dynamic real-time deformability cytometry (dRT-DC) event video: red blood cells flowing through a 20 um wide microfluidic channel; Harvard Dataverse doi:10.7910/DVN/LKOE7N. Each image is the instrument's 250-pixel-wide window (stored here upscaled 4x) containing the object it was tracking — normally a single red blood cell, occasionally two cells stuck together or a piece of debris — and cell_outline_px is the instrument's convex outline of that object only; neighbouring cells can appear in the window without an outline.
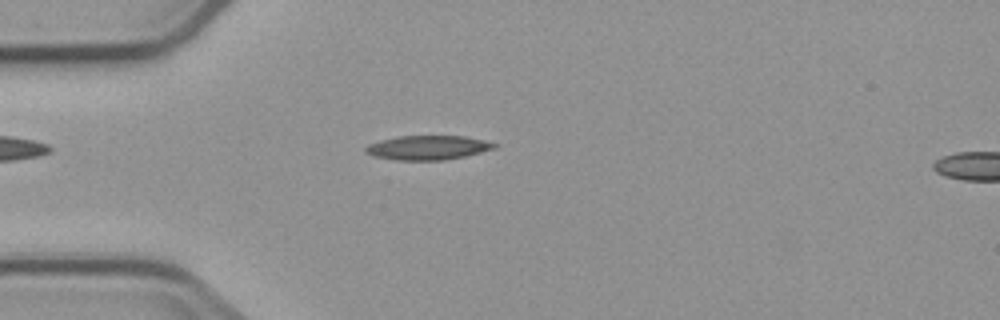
{"species": "common noctule bat (a hibernating species)", "species_latin": "Nyctalus noctula", "temperature_condition": "cold", "stored_images_in_passage": 4, "camera_frame_rate_fps": 3000, "um_per_image_px": 0.085, "animal": {"sex": "male", "body_mass_g": 23.1, "forearm_length_mm": 52.7}, "frame": {"image": 1, "passage_image": 4, "time_ms": 3.667, "image_size_px": [1000, 320], "cell_outline_px": [[500, 144], [496, 148], [464, 156], [444, 160], [396, 160], [372, 156], [364, 152], [364, 148], [368, 144], [380, 140], [400, 136], [464, 136], [484, 140]], "centroid_in_image_um": [36.35, 12.55], "position_along_channel_um": 48.7, "area_um2": 18.26}}